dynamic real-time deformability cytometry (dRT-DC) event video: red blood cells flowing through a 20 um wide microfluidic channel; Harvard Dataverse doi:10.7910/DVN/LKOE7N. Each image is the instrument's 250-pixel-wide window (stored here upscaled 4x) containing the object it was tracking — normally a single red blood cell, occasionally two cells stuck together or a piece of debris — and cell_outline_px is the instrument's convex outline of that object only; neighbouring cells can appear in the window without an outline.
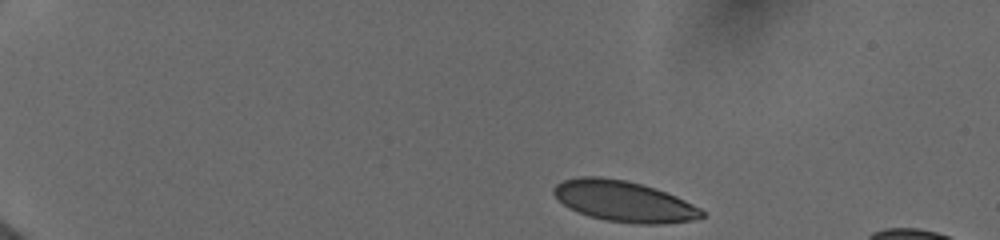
{"species": "human", "species_latin": "Homo sapiens", "temperature_condition": "cold", "stored_images_in_passage": 25, "camera_frame_rate_fps": 3000, "um_per_image_px": 0.085, "donor": {"sex": "female"}, "frame": {"image": 1, "passage_image": 1, "time_ms": 0.0, "image_size_px": [1000, 240], "cell_outline_px": [[704, 216], [692, 220], [656, 224], [640, 224], [604, 220], [588, 216], [568, 208], [552, 192], [552, 188], [556, 184], [564, 180], [580, 176], [600, 176], [628, 180], [656, 188], [676, 196], [700, 208], [704, 212]], "centroid_in_image_um": [53.0, 17.09], "position_along_channel_um": 32.0, "area_um2": 35.26}}
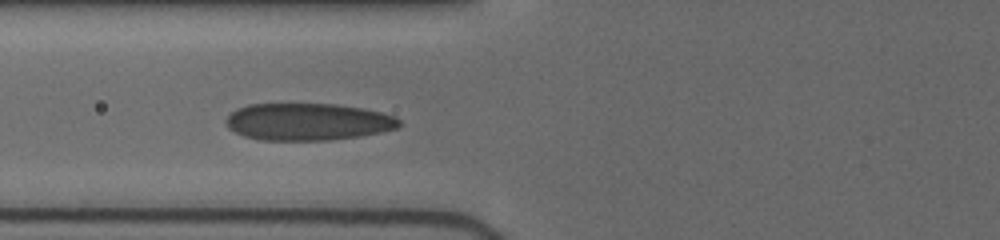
{"frame": {"image": 2, "passage_image": 15, "time_ms": 4.333, "image_size_px": [1000, 240], "cell_outline_px": [[400, 124], [396, 128], [380, 132], [360, 136], [328, 140], [260, 140], [244, 136], [228, 128], [224, 124], [224, 120], [236, 108], [248, 104], [332, 104], [360, 108], [380, 112], [396, 116], [400, 120]], "centroid_in_image_um": [26.12, 10.35], "position_along_channel_um": 99.7, "area_um2": 37.45}}
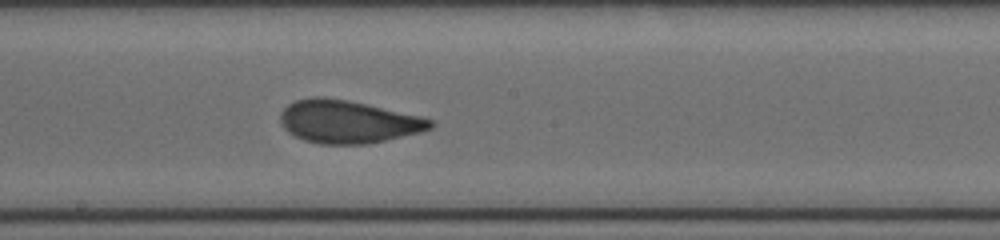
{"frame": {"image": 3, "passage_image": 24, "time_ms": 7.333, "image_size_px": [1000, 240], "cell_outline_px": [[436, 124], [432, 128], [420, 132], [368, 144], [320, 144], [304, 140], [288, 132], [284, 128], [280, 120], [280, 116], [284, 108], [288, 104], [296, 100], [312, 96], [324, 96], [348, 100], [368, 104], [420, 116], [436, 120]], "centroid_in_image_um": [29.59, 10.33], "position_along_channel_um": 218.6, "area_um2": 37.63}}